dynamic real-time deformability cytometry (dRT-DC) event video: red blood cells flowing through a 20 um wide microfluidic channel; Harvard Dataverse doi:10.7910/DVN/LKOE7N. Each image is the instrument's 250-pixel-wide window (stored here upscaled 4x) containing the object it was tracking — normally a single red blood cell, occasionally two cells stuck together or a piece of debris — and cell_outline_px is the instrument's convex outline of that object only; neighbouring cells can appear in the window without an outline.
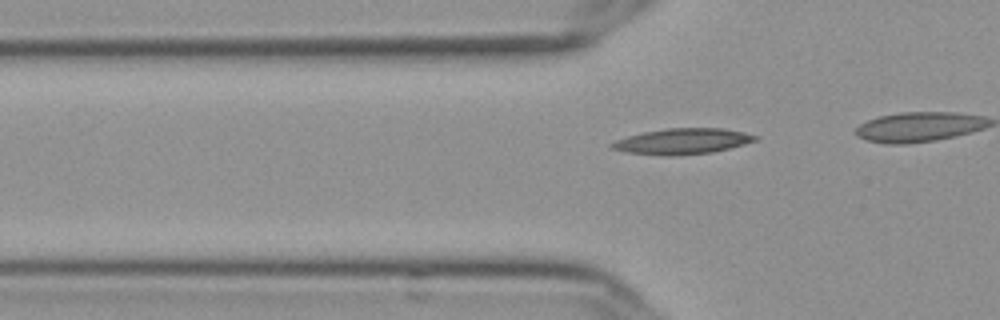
{"species": "Egyptian fruit bat (a non-hibernating species)", "species_latin": "Rousettus aegyptiacus", "temperature_condition": "cold", "stored_images_in_passage": 21, "camera_frame_rate_fps": 3000, "um_per_image_px": 0.085, "frame": {"image": 1, "passage_image": 15, "time_ms": 4.667, "image_size_px": [1000, 320], "cell_outline_px": [[760, 136], [756, 140], [744, 144], [712, 152], [668, 156], [628, 152], [612, 148], [608, 144], [616, 140], [628, 136], [644, 132], [664, 128], [724, 128], [744, 132]], "centroid_in_image_um": [58.02, 12.0], "position_along_channel_um": 67.8, "area_um2": 21.33}}
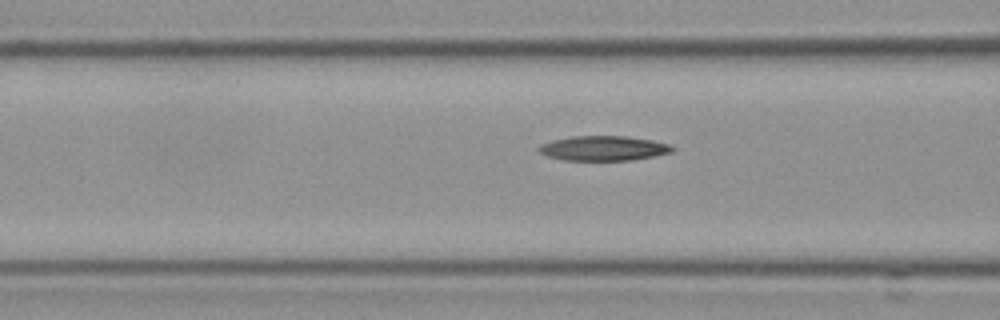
{"frame": {"image": 2, "passage_image": 19, "time_ms": 6.0, "image_size_px": [1000, 320], "cell_outline_px": [[676, 148], [672, 152], [656, 156], [632, 160], [564, 160], [548, 156], [540, 152], [536, 148], [540, 144], [552, 140], [572, 136], [624, 136], [652, 140], [668, 144]], "centroid_in_image_um": [51.3, 12.6], "position_along_channel_um": 115.3, "area_um2": 19.31}}